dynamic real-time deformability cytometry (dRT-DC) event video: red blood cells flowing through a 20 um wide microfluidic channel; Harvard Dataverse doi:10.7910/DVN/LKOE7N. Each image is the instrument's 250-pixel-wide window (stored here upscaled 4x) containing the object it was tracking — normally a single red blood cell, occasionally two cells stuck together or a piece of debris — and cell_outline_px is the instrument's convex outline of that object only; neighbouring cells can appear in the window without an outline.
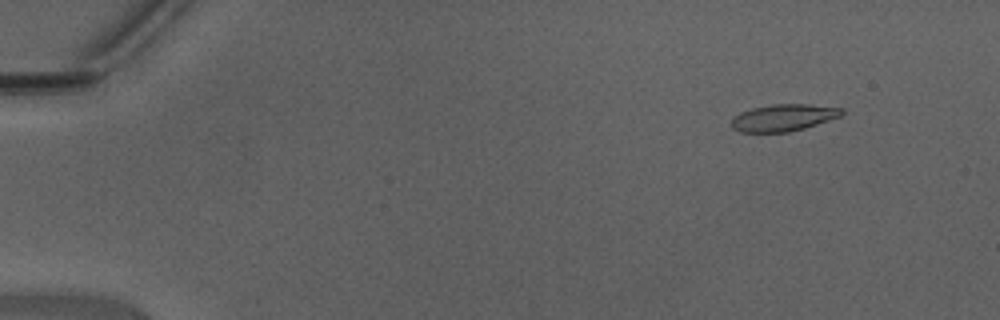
{"species": "Egyptian fruit bat (a non-hibernating species)", "species_latin": "Rousettus aegyptiacus", "temperature_condition": "warm", "stored_images_in_passage": 8, "camera_frame_rate_fps": 3000, "um_per_image_px": 0.085, "animal": {"sex": "male"}, "frame": {"image": 1, "passage_image": 6, "time_ms": 1.667, "image_size_px": [1000, 320], "cell_outline_px": [[844, 112], [840, 116], [804, 128], [788, 132], [740, 132], [732, 128], [732, 116], [740, 112], [752, 108], [772, 104], [808, 104], [844, 108]], "centroid_in_image_um": [66.57, 9.99], "position_along_channel_um": 18.4, "area_um2": 17.28}}